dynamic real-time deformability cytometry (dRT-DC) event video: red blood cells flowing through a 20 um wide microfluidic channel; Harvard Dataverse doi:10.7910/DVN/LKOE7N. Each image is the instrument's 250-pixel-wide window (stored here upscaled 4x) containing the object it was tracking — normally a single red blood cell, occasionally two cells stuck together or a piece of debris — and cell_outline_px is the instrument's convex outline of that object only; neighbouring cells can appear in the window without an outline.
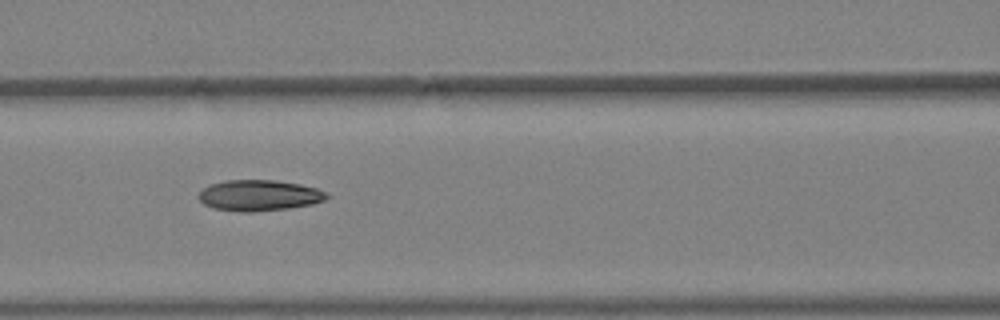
{"species": "Egyptian fruit bat (a non-hibernating species)", "species_latin": "Rousettus aegyptiacus", "temperature_condition": "warm", "stored_images_in_passage": 7, "camera_frame_rate_fps": 3000, "um_per_image_px": 0.085, "animal": {"sex": "female"}, "frame": {"image": 1, "passage_image": 6, "time_ms": 1.667, "image_size_px": [1000, 320], "cell_outline_px": [[332, 196], [324, 200], [312, 204], [288, 208], [252, 212], [240, 212], [212, 208], [204, 204], [196, 196], [204, 188], [212, 184], [224, 180], [276, 180], [300, 184], [316, 188], [328, 192]], "centroid_in_image_um": [22.04, 16.61], "position_along_channel_um": 144.6, "area_um2": 23.24}}
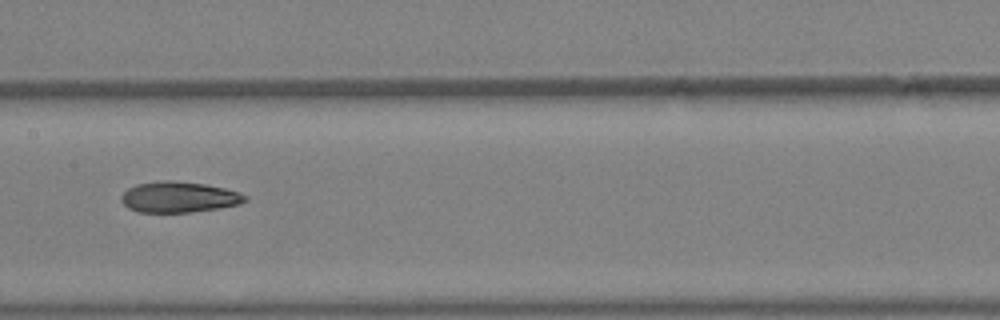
{"frame": {"image": 2, "passage_image": 7, "time_ms": 2.0, "image_size_px": [1000, 320], "cell_outline_px": [[248, 200], [240, 204], [220, 208], [192, 212], [140, 212], [128, 208], [120, 200], [120, 196], [128, 188], [136, 184], [204, 184], [224, 188], [240, 192], [248, 196]], "centroid_in_image_um": [15.27, 16.81], "position_along_channel_um": 192.1, "area_um2": 21.27}}